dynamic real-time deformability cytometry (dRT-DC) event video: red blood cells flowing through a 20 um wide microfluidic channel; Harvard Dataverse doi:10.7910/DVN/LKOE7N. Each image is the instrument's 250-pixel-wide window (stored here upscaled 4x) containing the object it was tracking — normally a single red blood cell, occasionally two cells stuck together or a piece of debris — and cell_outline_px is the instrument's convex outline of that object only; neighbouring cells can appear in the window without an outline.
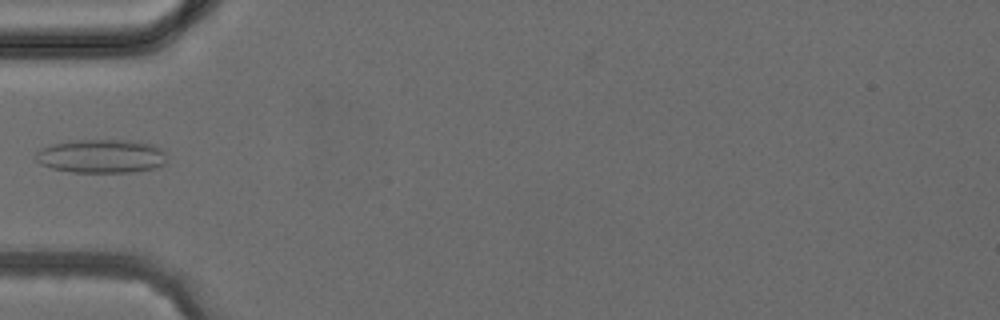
{"species": "common noctule bat (a hibernating species)", "species_latin": "Nyctalus noctula", "temperature_condition": "cold", "stored_images_in_passage": 4, "camera_frame_rate_fps": 3000, "um_per_image_px": 0.085, "animal": {"sex": "female", "body_mass_g": 24.6, "forearm_length_mm": 56.2}, "frame": {"image": 1, "passage_image": 4, "time_ms": 3.667, "image_size_px": [1000, 320], "cell_outline_px": [[164, 164], [156, 168], [136, 172], [72, 172], [52, 168], [40, 164], [36, 160], [36, 152], [40, 148], [52, 144], [80, 140], [136, 140], [152, 144], [164, 148]], "centroid_in_image_um": [8.64, 13.27], "position_along_channel_um": 76.4, "area_um2": 25.89}}